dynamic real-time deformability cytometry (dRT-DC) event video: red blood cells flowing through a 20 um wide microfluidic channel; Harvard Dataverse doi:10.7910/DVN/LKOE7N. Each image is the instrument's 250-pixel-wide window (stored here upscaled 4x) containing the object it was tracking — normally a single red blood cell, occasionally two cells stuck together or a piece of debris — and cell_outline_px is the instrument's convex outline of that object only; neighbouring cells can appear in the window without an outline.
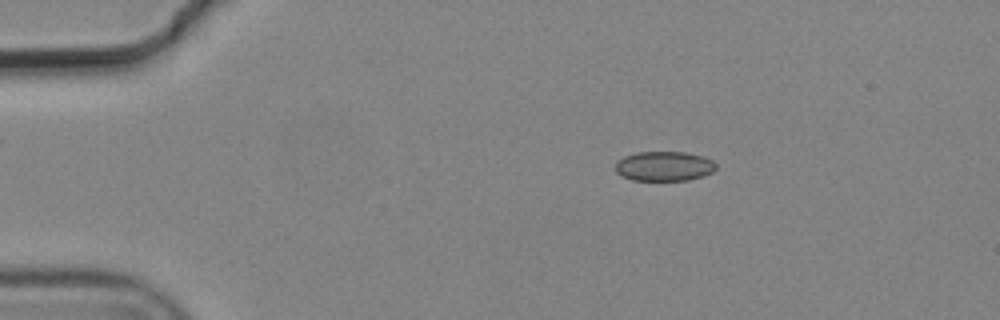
{"species": "common noctule bat (a hibernating species)", "species_latin": "Nyctalus noctula", "temperature_condition": "cold", "stored_images_in_passage": 4, "camera_frame_rate_fps": 3000, "um_per_image_px": 0.085, "animal": {"sex": "male", "body_mass_g": 19.2, "forearm_length_mm": 51.8}, "frame": {"image": 1, "passage_image": 2, "time_ms": 0.333, "image_size_px": [1000, 320], "cell_outline_px": [[716, 168], [712, 172], [704, 176], [688, 180], [632, 180], [620, 176], [616, 172], [616, 164], [624, 156], [636, 152], [684, 152], [704, 156], [712, 160], [716, 164]], "centroid_in_image_um": [56.46, 14.13], "position_along_channel_um": 28.5, "area_um2": 17.46}}